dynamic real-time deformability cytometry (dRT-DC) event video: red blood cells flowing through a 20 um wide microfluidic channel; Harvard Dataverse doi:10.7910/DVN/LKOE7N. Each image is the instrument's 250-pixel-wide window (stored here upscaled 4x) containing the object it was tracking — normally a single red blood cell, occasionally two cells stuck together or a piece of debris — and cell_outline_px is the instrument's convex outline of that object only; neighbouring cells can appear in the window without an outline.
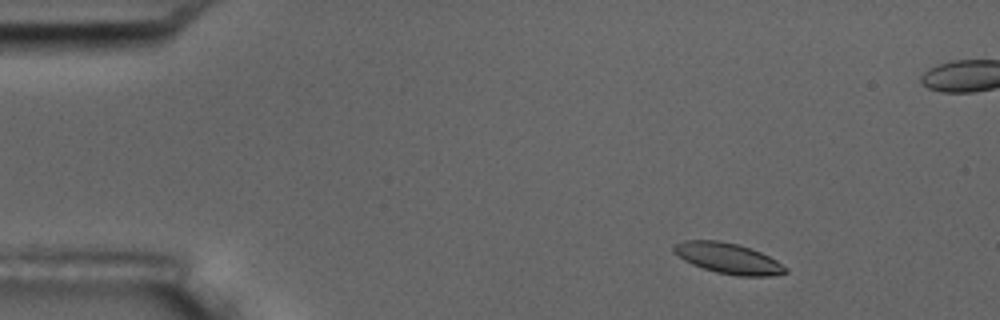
{"species": "common noctule bat (a hibernating species)", "species_latin": "Nyctalus noctula", "temperature_condition": "room temperature", "stored_images_in_passage": 7, "camera_frame_rate_fps": 3000, "um_per_image_px": 0.085, "animal": {"sex": "male", "body_mass_g": 17.5, "forearm_length_mm": 52.3}, "frame": {"image": 1, "passage_image": 2, "time_ms": 1.333, "image_size_px": [1000, 320], "cell_outline_px": [[788, 272], [772, 276], [736, 276], [716, 272], [692, 264], [684, 260], [672, 248], [676, 244], [684, 240], [720, 240], [752, 248], [776, 260], [788, 268]], "centroid_in_image_um": [61.93, 21.96], "position_along_channel_um": 23.1, "area_um2": 19.83}}